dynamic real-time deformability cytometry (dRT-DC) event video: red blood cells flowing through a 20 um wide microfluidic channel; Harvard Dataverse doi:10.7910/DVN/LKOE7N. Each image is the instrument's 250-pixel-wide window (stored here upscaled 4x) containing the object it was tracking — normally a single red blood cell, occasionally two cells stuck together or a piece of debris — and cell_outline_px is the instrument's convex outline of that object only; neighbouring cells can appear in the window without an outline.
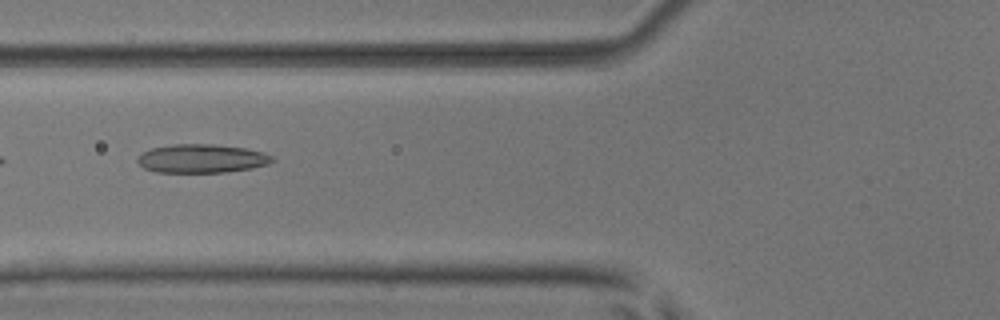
{"species": "common noctule bat (a hibernating species)", "species_latin": "Nyctalus noctula", "temperature_condition": "room temperature", "stored_images_in_passage": 6, "camera_frame_rate_fps": 3000, "um_per_image_px": 0.085, "animal": {"sex": "male", "body_mass_g": 17.9, "forearm_length_mm": 54.2}, "frame": {"image": 1, "passage_image": 6, "time_ms": 1.667, "image_size_px": [1000, 320], "cell_outline_px": [[276, 160], [268, 164], [252, 168], [228, 172], [156, 172], [144, 168], [136, 160], [144, 152], [152, 148], [172, 144], [212, 144], [244, 148], [264, 152], [272, 156]], "centroid_in_image_um": [17.18, 13.48], "position_along_channel_um": 108.6, "area_um2": 22.43}}